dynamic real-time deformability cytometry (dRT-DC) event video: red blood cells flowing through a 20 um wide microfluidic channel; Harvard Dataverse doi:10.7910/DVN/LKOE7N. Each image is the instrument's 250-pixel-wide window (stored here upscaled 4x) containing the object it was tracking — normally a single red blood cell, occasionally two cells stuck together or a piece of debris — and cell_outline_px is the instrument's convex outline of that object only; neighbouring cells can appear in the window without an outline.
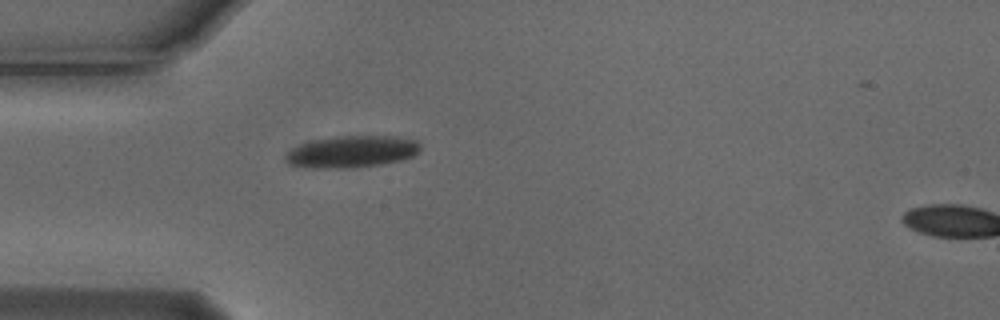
{"species": "Egyptian fruit bat (a non-hibernating species)", "species_latin": "Rousettus aegyptiacus", "temperature_condition": "cold", "stored_images_in_passage": 3, "camera_frame_rate_fps": 3000, "um_per_image_px": 0.085, "animal": {"sex": "male"}, "frame": {"image": 1, "passage_image": 3, "time_ms": 0.667, "image_size_px": [1000, 320], "cell_outline_px": [[420, 152], [404, 160], [384, 164], [352, 168], [312, 168], [288, 164], [288, 152], [292, 148], [300, 144], [332, 136], [396, 136], [416, 140], [420, 144]], "centroid_in_image_um": [29.98, 12.89], "position_along_channel_um": 55.0, "area_um2": 25.09}}